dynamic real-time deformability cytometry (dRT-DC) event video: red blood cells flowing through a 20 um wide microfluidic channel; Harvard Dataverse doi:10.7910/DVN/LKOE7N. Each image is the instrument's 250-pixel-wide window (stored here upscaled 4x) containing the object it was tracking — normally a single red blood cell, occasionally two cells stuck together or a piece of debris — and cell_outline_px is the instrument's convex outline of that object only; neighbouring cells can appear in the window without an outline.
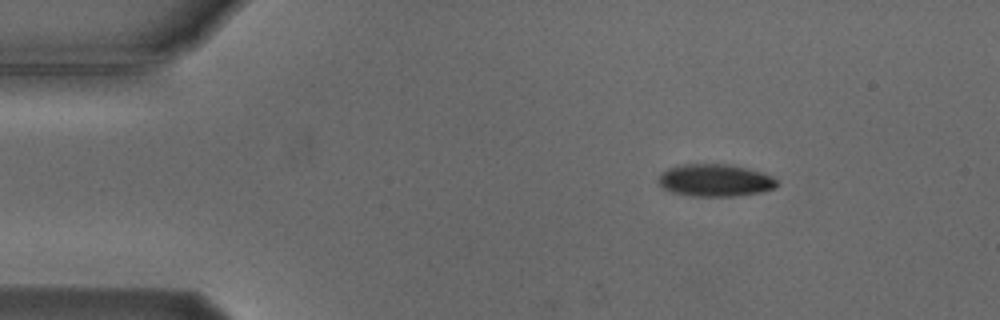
{"species": "Egyptian fruit bat (a non-hibernating species)", "species_latin": "Rousettus aegyptiacus", "temperature_condition": "cold", "stored_images_in_passage": 4, "camera_frame_rate_fps": 3000, "um_per_image_px": 0.085, "animal": {"sex": "male"}, "frame": {"image": 1, "passage_image": 2, "time_ms": 1.0, "image_size_px": [1000, 320], "cell_outline_px": [[780, 184], [776, 188], [764, 192], [736, 196], [692, 196], [672, 192], [664, 188], [656, 180], [660, 172], [676, 164], [728, 164], [748, 168], [772, 176]], "centroid_in_image_um": [60.78, 15.32], "position_along_channel_um": 24.2, "area_um2": 22.72}}